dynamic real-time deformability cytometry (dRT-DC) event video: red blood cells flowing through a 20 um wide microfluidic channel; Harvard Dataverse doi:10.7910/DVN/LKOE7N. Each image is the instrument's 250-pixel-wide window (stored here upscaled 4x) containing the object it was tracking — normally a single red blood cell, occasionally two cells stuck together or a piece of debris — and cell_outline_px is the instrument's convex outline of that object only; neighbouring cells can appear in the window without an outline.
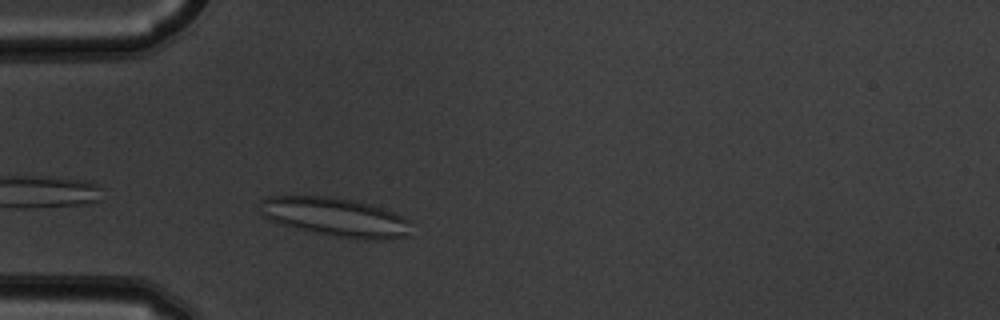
{"species": "common noctule bat (a hibernating species)", "species_latin": "Nyctalus noctula", "temperature_condition": "warm", "stored_images_in_passage": 2, "camera_frame_rate_fps": 3000, "um_per_image_px": 0.085, "animal": {"sex": "male", "body_mass_g": 19.5, "forearm_length_mm": 54.6}, "frame": {"image": 1, "passage_image": 2, "time_ms": 0.333, "image_size_px": [1000, 320], "cell_outline_px": [[412, 236], [388, 240], [372, 240], [332, 236], [312, 232], [296, 228], [272, 220], [264, 216], [260, 212], [260, 200], [268, 196], [332, 196], [352, 200], [368, 204], [392, 212], [412, 220]], "centroid_in_image_um": [28.59, 18.47], "position_along_channel_um": 56.4, "area_um2": 34.51}}